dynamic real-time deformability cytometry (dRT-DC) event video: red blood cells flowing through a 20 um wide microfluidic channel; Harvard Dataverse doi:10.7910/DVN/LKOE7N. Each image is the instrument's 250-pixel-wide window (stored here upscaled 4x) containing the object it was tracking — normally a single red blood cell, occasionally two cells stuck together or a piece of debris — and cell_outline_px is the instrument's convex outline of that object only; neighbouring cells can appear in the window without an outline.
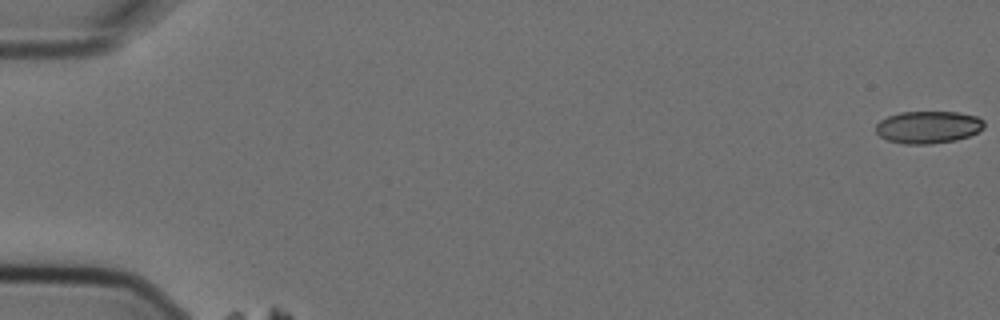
{"species": "Egyptian fruit bat (a non-hibernating species)", "species_latin": "Rousettus aegyptiacus", "temperature_condition": "cold", "stored_images_in_passage": 3, "camera_frame_rate_fps": 3000, "um_per_image_px": 0.085, "animal": {"sex": "female"}, "frame": {"image": 1, "passage_image": 1, "time_ms": 0.0, "image_size_px": [1000, 320], "cell_outline_px": [[984, 128], [968, 136], [956, 140], [932, 144], [904, 144], [888, 140], [880, 136], [876, 132], [876, 124], [880, 120], [888, 116], [900, 112], [960, 112], [976, 116], [984, 120]], "centroid_in_image_um": [78.89, 10.8], "position_along_channel_um": 6.1, "area_um2": 20.46}}
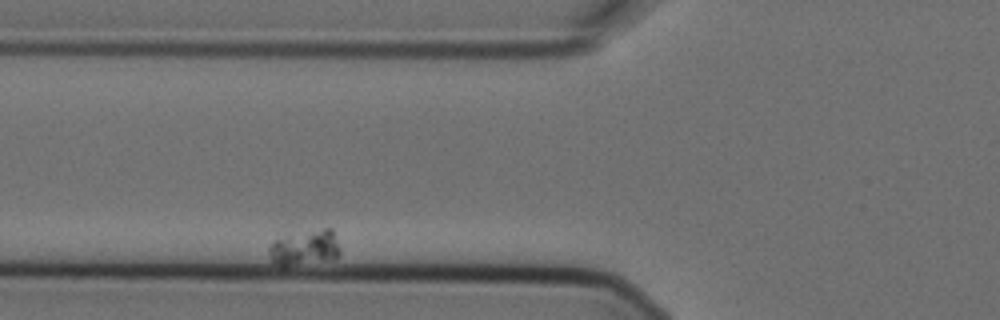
{"frame": {"image": 2, "passage_image": 3, "time_ms": 0.667, "image_size_px": [1000, 320], "cell_outline_px": [[340, 252], [336, 260], [280, 268], [272, 260], [268, 252], [268, 248], [276, 240], [288, 236], [324, 228], [332, 228], [340, 248]], "centroid_in_image_um": [25.95, 21.13], "position_along_channel_um": 99.8, "area_um2": 14.85}}